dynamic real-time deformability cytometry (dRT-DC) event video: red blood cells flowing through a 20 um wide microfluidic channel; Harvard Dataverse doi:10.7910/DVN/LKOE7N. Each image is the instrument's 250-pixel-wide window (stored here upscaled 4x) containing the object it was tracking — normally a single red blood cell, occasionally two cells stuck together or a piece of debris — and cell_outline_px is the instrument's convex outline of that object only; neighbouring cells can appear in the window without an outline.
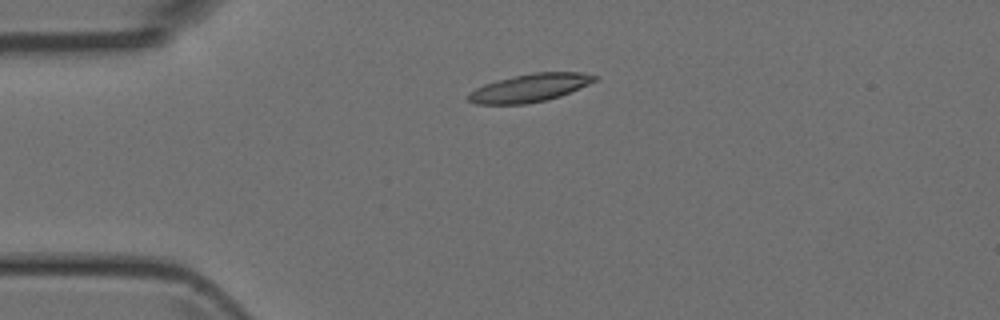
{"species": "Egyptian fruit bat (a non-hibernating species)", "species_latin": "Rousettus aegyptiacus", "temperature_condition": "room temperature", "stored_images_in_passage": 39, "camera_frame_rate_fps": 3000, "um_per_image_px": 0.085, "animal": {"sex": "female"}, "frame": {"image": 1, "passage_image": 1, "time_ms": 0.0, "image_size_px": [1000, 320], "cell_outline_px": [[596, 80], [588, 84], [560, 96], [548, 100], [524, 104], [476, 104], [468, 100], [468, 96], [476, 88], [484, 84], [496, 80], [532, 72], [580, 72], [596, 76]], "centroid_in_image_um": [45.02, 7.47], "position_along_channel_um": 40.0, "area_um2": 20.4}}
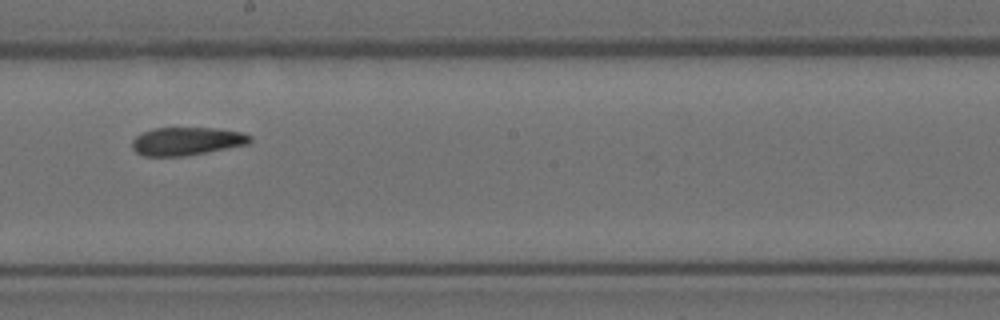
{"frame": {"image": 2, "passage_image": 17, "time_ms": 5.333, "image_size_px": [1000, 320], "cell_outline_px": [[252, 140], [248, 144], [184, 156], [144, 156], [136, 152], [132, 148], [132, 140], [140, 132], [156, 128], [220, 128], [240, 132], [252, 136]], "centroid_in_image_um": [15.85, 11.99], "position_along_channel_um": 232.4, "area_um2": 19.31}}
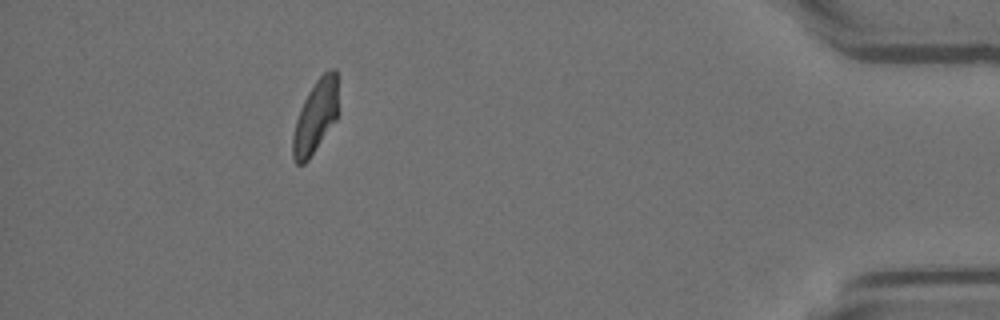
{"frame": {"image": 3, "passage_image": 34, "time_ms": 11.0, "image_size_px": [1000, 320], "cell_outline_px": [[340, 112], [336, 120], [308, 160], [304, 164], [296, 164], [292, 156], [292, 136], [296, 120], [300, 108], [308, 92], [316, 80], [324, 72], [332, 68], [336, 68]], "centroid_in_image_um": [26.85, 9.89], "position_along_channel_um": 408.4, "area_um2": 19.71}}